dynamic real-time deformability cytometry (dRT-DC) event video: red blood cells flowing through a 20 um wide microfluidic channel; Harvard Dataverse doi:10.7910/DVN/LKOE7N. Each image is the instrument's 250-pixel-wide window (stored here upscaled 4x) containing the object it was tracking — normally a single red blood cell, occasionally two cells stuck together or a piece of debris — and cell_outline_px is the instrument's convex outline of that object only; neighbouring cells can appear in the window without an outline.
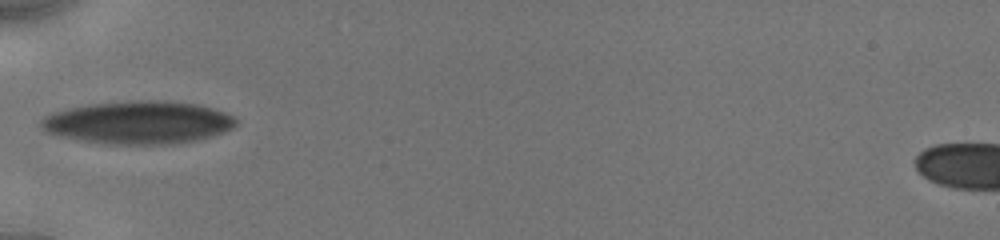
{"species": "human", "species_latin": "Homo sapiens", "temperature_condition": "cold", "stored_images_in_passage": 3, "camera_frame_rate_fps": 3000, "um_per_image_px": 0.085, "donor": {"sex": "male"}, "frame": {"image": 1, "passage_image": 1, "time_ms": 0.0, "image_size_px": [1000, 240], "cell_outline_px": [[236, 124], [232, 128], [224, 132], [212, 136], [196, 140], [172, 144], [112, 144], [80, 140], [48, 132], [40, 128], [40, 120], [44, 116], [52, 112], [68, 108], [88, 104], [136, 100], [160, 100], [196, 104], [212, 108], [224, 112], [232, 116], [236, 120]], "centroid_in_image_um": [11.75, 10.4], "position_along_channel_um": 73.3, "area_um2": 48.49}}